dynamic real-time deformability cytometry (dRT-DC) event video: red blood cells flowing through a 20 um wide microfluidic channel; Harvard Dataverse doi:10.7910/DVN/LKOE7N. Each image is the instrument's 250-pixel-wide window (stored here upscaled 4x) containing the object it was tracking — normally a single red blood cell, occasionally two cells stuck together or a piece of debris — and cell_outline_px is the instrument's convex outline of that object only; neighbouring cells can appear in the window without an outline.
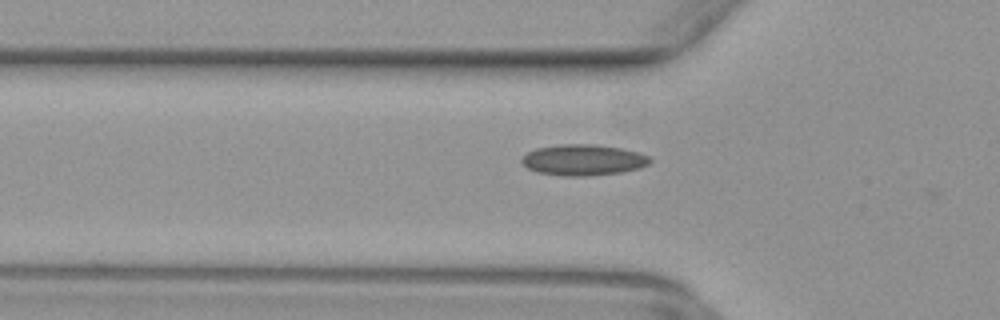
{"species": "common noctule bat (a hibernating species)", "species_latin": "Nyctalus noctula", "temperature_condition": "warm", "stored_images_in_passage": 33, "camera_frame_rate_fps": 3000, "um_per_image_px": 0.085, "animal": {"sex": "female", "body_mass_g": 29.2, "forearm_length_mm": 56.3}, "frame": {"image": 1, "passage_image": 2, "time_ms": 0.333, "image_size_px": [1000, 320], "cell_outline_px": [[652, 160], [648, 164], [640, 168], [620, 172], [588, 176], [564, 176], [536, 172], [528, 168], [520, 160], [528, 152], [536, 148], [560, 144], [592, 144], [620, 148], [640, 152], [648, 156]], "centroid_in_image_um": [49.58, 13.59], "position_along_channel_um": 76.2, "area_um2": 23.12}}
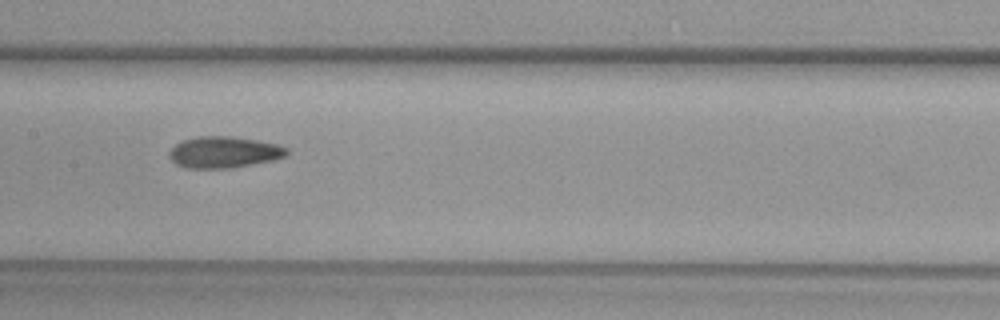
{"frame": {"image": 2, "passage_image": 10, "time_ms": 3.0, "image_size_px": [1000, 320], "cell_outline_px": [[288, 152], [284, 156], [272, 160], [228, 168], [188, 168], [176, 164], [168, 156], [168, 152], [180, 140], [196, 136], [232, 136], [256, 140], [276, 144], [288, 148]], "centroid_in_image_um": [18.98, 12.92], "position_along_channel_um": 188.4, "area_um2": 21.39}}
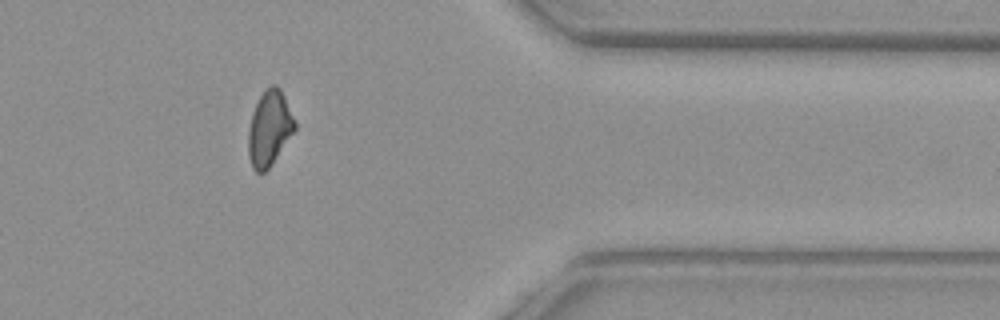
{"frame": {"image": 3, "passage_image": 26, "time_ms": 8.333, "image_size_px": [1000, 320], "cell_outline_px": [[296, 128], [268, 168], [264, 172], [256, 172], [252, 168], [248, 156], [248, 132], [252, 112], [264, 88], [272, 84], [276, 84], [280, 88], [284, 96], [296, 124]], "centroid_in_image_um": [22.87, 10.88], "position_along_channel_um": 388.5, "area_um2": 20.11}}